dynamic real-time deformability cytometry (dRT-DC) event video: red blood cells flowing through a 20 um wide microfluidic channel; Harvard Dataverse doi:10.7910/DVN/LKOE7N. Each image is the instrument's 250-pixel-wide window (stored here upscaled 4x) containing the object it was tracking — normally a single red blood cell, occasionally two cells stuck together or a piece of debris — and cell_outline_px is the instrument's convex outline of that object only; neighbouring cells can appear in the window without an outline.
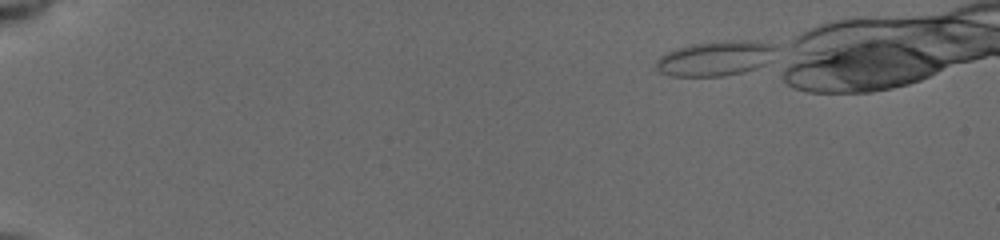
{"species": "common noctule bat (a hibernating species)", "species_latin": "Nyctalus noctula", "temperature_condition": "cold", "stored_images_in_passage": 22, "camera_frame_rate_fps": 3000, "um_per_image_px": 0.085, "animal": {"sex": "female", "body_mass_g": 19.5, "forearm_length_mm": 54.1}, "frame": {"image": 1, "passage_image": 1, "time_ms": 0.0, "image_size_px": [1000, 240], "cell_outline_px": [[776, 48], [764, 64], [740, 72], [720, 76], [672, 76], [660, 72], [656, 68], [656, 60], [660, 56], [668, 52], [692, 44], [740, 40], [772, 44]], "centroid_in_image_um": [60.74, 4.97], "position_along_channel_um": 24.3, "area_um2": 23.41}}
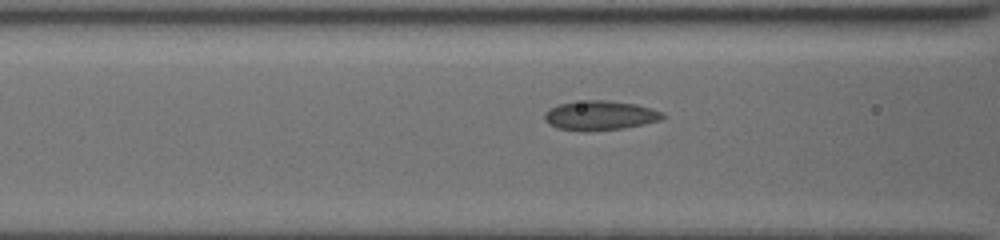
{"frame": {"image": 2, "passage_image": 17, "time_ms": 5.333, "image_size_px": [1000, 240], "cell_outline_px": [[664, 116], [660, 120], [644, 124], [624, 128], [580, 132], [556, 128], [548, 124], [544, 120], [544, 112], [560, 104], [584, 100], [608, 100], [636, 104], [652, 108], [664, 112]], "centroid_in_image_um": [50.99, 9.82], "position_along_channel_um": 115.6, "area_um2": 20.46}}
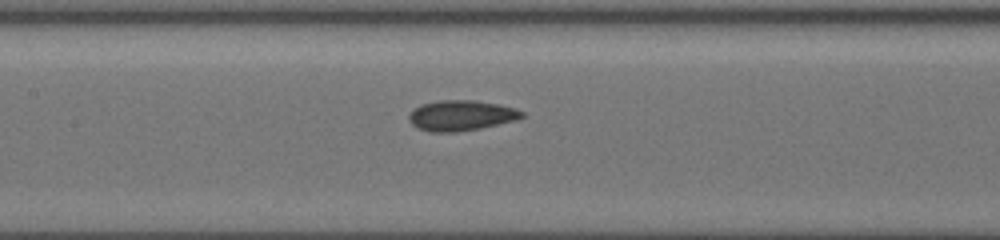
{"frame": {"image": 3, "passage_image": 21, "time_ms": 6.667, "image_size_px": [1000, 240], "cell_outline_px": [[524, 116], [516, 120], [480, 128], [456, 132], [432, 132], [420, 128], [412, 124], [408, 120], [408, 116], [420, 104], [440, 100], [472, 100], [496, 104], [512, 108], [524, 112]], "centroid_in_image_um": [39.18, 9.82], "position_along_channel_um": 168.2, "area_um2": 19.71}}